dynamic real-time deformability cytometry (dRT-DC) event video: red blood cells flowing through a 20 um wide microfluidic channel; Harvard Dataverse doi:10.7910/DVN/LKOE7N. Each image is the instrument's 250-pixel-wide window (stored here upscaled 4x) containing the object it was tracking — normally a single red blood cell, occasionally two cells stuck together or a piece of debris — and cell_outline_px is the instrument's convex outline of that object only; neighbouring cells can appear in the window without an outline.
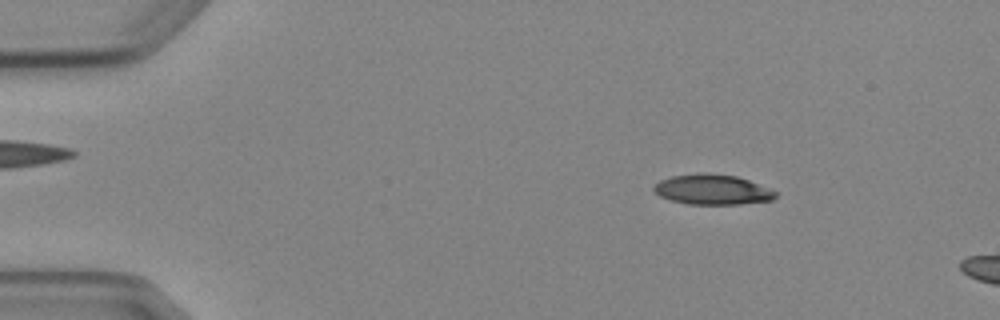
{"species": "Egyptian fruit bat (a non-hibernating species)", "species_latin": "Rousettus aegyptiacus", "temperature_condition": "cold", "stored_images_in_passage": 4, "camera_frame_rate_fps": 3000, "um_per_image_px": 0.085, "animal": {"sex": "female"}, "frame": {"image": 1, "passage_image": 2, "time_ms": 1.0, "image_size_px": [1000, 320], "cell_outline_px": [[776, 196], [772, 200], [740, 204], [688, 204], [672, 200], [660, 196], [652, 188], [652, 184], [660, 180], [672, 176], [696, 172], [704, 172], [736, 176], [748, 180], [768, 188], [776, 192]], "centroid_in_image_um": [60.51, 16.1], "position_along_channel_um": 24.5, "area_um2": 21.39}}